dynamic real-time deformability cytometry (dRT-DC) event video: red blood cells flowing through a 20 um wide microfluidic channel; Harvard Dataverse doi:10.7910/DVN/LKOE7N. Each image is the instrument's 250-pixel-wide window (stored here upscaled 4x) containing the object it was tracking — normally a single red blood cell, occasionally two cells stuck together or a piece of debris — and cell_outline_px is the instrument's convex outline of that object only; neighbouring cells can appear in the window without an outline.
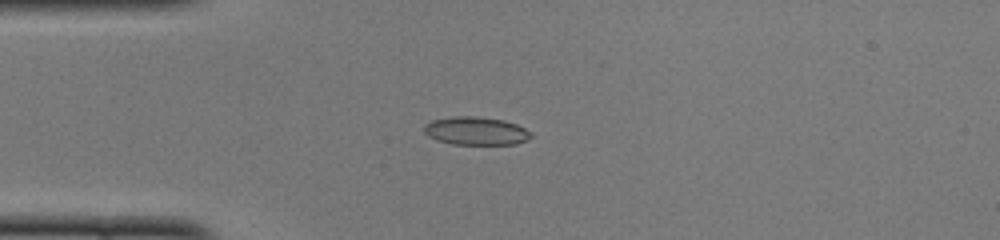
{"species": "common noctule bat (a hibernating species)", "species_latin": "Nyctalus noctula", "temperature_condition": "cold", "stored_images_in_passage": 49, "camera_frame_rate_fps": 3000, "um_per_image_px": 0.085, "animal": {"sex": "female", "body_mass_g": 22.0, "forearm_length_mm": 56.7}, "frame": {"image": 1, "passage_image": 12, "time_ms": 3.667, "image_size_px": [1000, 240], "cell_outline_px": [[532, 136], [528, 140], [516, 144], [452, 144], [436, 140], [428, 136], [424, 132], [424, 124], [432, 120], [452, 116], [476, 116], [504, 120], [516, 124], [532, 132]], "centroid_in_image_um": [40.45, 11.13], "position_along_channel_um": 44.5, "area_um2": 17.69}}
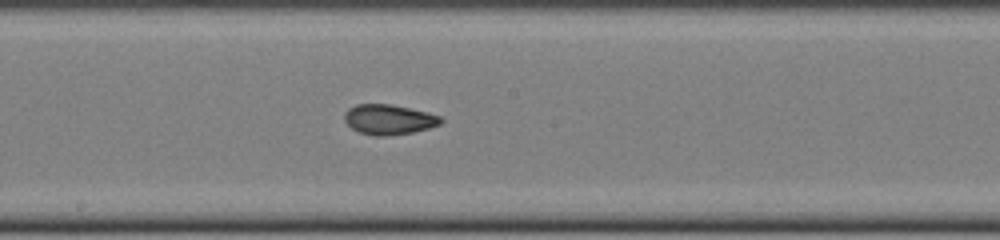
{"frame": {"image": 2, "passage_image": 26, "time_ms": 8.333, "image_size_px": [1000, 240], "cell_outline_px": [[444, 120], [440, 124], [428, 128], [412, 132], [388, 136], [376, 136], [360, 132], [352, 128], [344, 120], [344, 112], [348, 108], [356, 104], [392, 104], [428, 112], [440, 116]], "centroid_in_image_um": [33.05, 10.15], "position_along_channel_um": 215.2, "area_um2": 16.94}}
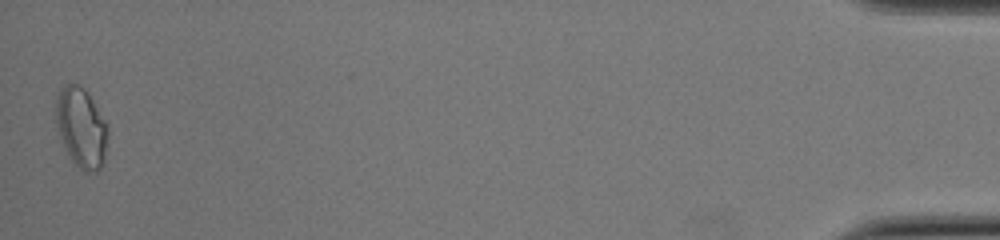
{"frame": {"image": 3, "passage_image": 49, "time_ms": 16.0, "image_size_px": [1000, 240], "cell_outline_px": [[108, 136], [104, 160], [100, 168], [96, 172], [84, 172], [72, 160], [60, 136], [56, 120], [56, 96], [60, 88], [64, 84], [80, 84], [88, 92], [104, 120], [108, 128]], "centroid_in_image_um": [6.92, 10.82], "position_along_channel_um": 428.3, "area_um2": 23.99}, "authors_computed_cell_mechanics": {"area_um2": 16.8198, "velocity_mm_per_s": 3.9928, "shape_relaxation_time_tau1_ms": 4.6341, "shape_relaxation_time_tau2_ms": 1.5108, "deformation_change_tau1": 0.157, "deformation_change_tau2": 0.0577}}